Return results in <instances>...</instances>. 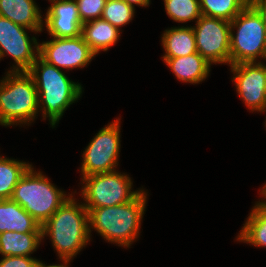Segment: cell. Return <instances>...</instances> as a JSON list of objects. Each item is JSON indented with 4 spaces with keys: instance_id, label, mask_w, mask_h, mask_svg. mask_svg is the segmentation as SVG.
<instances>
[{
    "instance_id": "cell-1",
    "label": "cell",
    "mask_w": 266,
    "mask_h": 267,
    "mask_svg": "<svg viewBox=\"0 0 266 267\" xmlns=\"http://www.w3.org/2000/svg\"><path fill=\"white\" fill-rule=\"evenodd\" d=\"M41 226L42 238L48 235L60 260L72 259L89 241V212L77 204L72 194Z\"/></svg>"
},
{
    "instance_id": "cell-2",
    "label": "cell",
    "mask_w": 266,
    "mask_h": 267,
    "mask_svg": "<svg viewBox=\"0 0 266 267\" xmlns=\"http://www.w3.org/2000/svg\"><path fill=\"white\" fill-rule=\"evenodd\" d=\"M61 70L38 56L27 71L35 82L43 117H48L53 127L82 93V86L69 80Z\"/></svg>"
},
{
    "instance_id": "cell-3",
    "label": "cell",
    "mask_w": 266,
    "mask_h": 267,
    "mask_svg": "<svg viewBox=\"0 0 266 267\" xmlns=\"http://www.w3.org/2000/svg\"><path fill=\"white\" fill-rule=\"evenodd\" d=\"M146 193L144 190L127 203L90 209L89 233L91 227L108 242L129 247L139 234L142 215L145 211Z\"/></svg>"
},
{
    "instance_id": "cell-4",
    "label": "cell",
    "mask_w": 266,
    "mask_h": 267,
    "mask_svg": "<svg viewBox=\"0 0 266 267\" xmlns=\"http://www.w3.org/2000/svg\"><path fill=\"white\" fill-rule=\"evenodd\" d=\"M38 108L33 77L27 71H8L0 82V125L31 123Z\"/></svg>"
},
{
    "instance_id": "cell-5",
    "label": "cell",
    "mask_w": 266,
    "mask_h": 267,
    "mask_svg": "<svg viewBox=\"0 0 266 267\" xmlns=\"http://www.w3.org/2000/svg\"><path fill=\"white\" fill-rule=\"evenodd\" d=\"M68 198L41 172H35L32 165L19 179L11 197L41 226Z\"/></svg>"
},
{
    "instance_id": "cell-6",
    "label": "cell",
    "mask_w": 266,
    "mask_h": 267,
    "mask_svg": "<svg viewBox=\"0 0 266 267\" xmlns=\"http://www.w3.org/2000/svg\"><path fill=\"white\" fill-rule=\"evenodd\" d=\"M230 29V65L256 62L257 57L266 60V25L251 3L230 21Z\"/></svg>"
},
{
    "instance_id": "cell-7",
    "label": "cell",
    "mask_w": 266,
    "mask_h": 267,
    "mask_svg": "<svg viewBox=\"0 0 266 267\" xmlns=\"http://www.w3.org/2000/svg\"><path fill=\"white\" fill-rule=\"evenodd\" d=\"M82 197L85 208L112 207L132 201L140 191H131L132 181L126 174L113 171L82 178Z\"/></svg>"
},
{
    "instance_id": "cell-8",
    "label": "cell",
    "mask_w": 266,
    "mask_h": 267,
    "mask_svg": "<svg viewBox=\"0 0 266 267\" xmlns=\"http://www.w3.org/2000/svg\"><path fill=\"white\" fill-rule=\"evenodd\" d=\"M119 120L102 128L83 152L82 177L115 171L120 150Z\"/></svg>"
},
{
    "instance_id": "cell-9",
    "label": "cell",
    "mask_w": 266,
    "mask_h": 267,
    "mask_svg": "<svg viewBox=\"0 0 266 267\" xmlns=\"http://www.w3.org/2000/svg\"><path fill=\"white\" fill-rule=\"evenodd\" d=\"M192 27L197 52L211 63H228L230 66V21L201 15Z\"/></svg>"
},
{
    "instance_id": "cell-10",
    "label": "cell",
    "mask_w": 266,
    "mask_h": 267,
    "mask_svg": "<svg viewBox=\"0 0 266 267\" xmlns=\"http://www.w3.org/2000/svg\"><path fill=\"white\" fill-rule=\"evenodd\" d=\"M26 29L36 33L0 16V59L5 53L12 56L17 65L11 71H28L39 56V43L35 37L30 40Z\"/></svg>"
},
{
    "instance_id": "cell-11",
    "label": "cell",
    "mask_w": 266,
    "mask_h": 267,
    "mask_svg": "<svg viewBox=\"0 0 266 267\" xmlns=\"http://www.w3.org/2000/svg\"><path fill=\"white\" fill-rule=\"evenodd\" d=\"M39 56L58 69L83 68L96 56L83 36L56 38L39 44ZM61 67V68H60Z\"/></svg>"
},
{
    "instance_id": "cell-12",
    "label": "cell",
    "mask_w": 266,
    "mask_h": 267,
    "mask_svg": "<svg viewBox=\"0 0 266 267\" xmlns=\"http://www.w3.org/2000/svg\"><path fill=\"white\" fill-rule=\"evenodd\" d=\"M236 91L252 111H266V66L261 62L230 65Z\"/></svg>"
},
{
    "instance_id": "cell-13",
    "label": "cell",
    "mask_w": 266,
    "mask_h": 267,
    "mask_svg": "<svg viewBox=\"0 0 266 267\" xmlns=\"http://www.w3.org/2000/svg\"><path fill=\"white\" fill-rule=\"evenodd\" d=\"M45 25L53 38H73L81 35L82 23L75 0H50Z\"/></svg>"
},
{
    "instance_id": "cell-14",
    "label": "cell",
    "mask_w": 266,
    "mask_h": 267,
    "mask_svg": "<svg viewBox=\"0 0 266 267\" xmlns=\"http://www.w3.org/2000/svg\"><path fill=\"white\" fill-rule=\"evenodd\" d=\"M42 233L41 225L12 199L0 200V234L3 232Z\"/></svg>"
},
{
    "instance_id": "cell-15",
    "label": "cell",
    "mask_w": 266,
    "mask_h": 267,
    "mask_svg": "<svg viewBox=\"0 0 266 267\" xmlns=\"http://www.w3.org/2000/svg\"><path fill=\"white\" fill-rule=\"evenodd\" d=\"M0 16L37 33L43 29L42 15L33 0H0Z\"/></svg>"
},
{
    "instance_id": "cell-16",
    "label": "cell",
    "mask_w": 266,
    "mask_h": 267,
    "mask_svg": "<svg viewBox=\"0 0 266 267\" xmlns=\"http://www.w3.org/2000/svg\"><path fill=\"white\" fill-rule=\"evenodd\" d=\"M163 60L180 81L192 84L206 79L212 65L198 52L177 58H163Z\"/></svg>"
},
{
    "instance_id": "cell-17",
    "label": "cell",
    "mask_w": 266,
    "mask_h": 267,
    "mask_svg": "<svg viewBox=\"0 0 266 267\" xmlns=\"http://www.w3.org/2000/svg\"><path fill=\"white\" fill-rule=\"evenodd\" d=\"M81 35L90 49L98 54L117 42L120 29L100 18L82 24Z\"/></svg>"
},
{
    "instance_id": "cell-18",
    "label": "cell",
    "mask_w": 266,
    "mask_h": 267,
    "mask_svg": "<svg viewBox=\"0 0 266 267\" xmlns=\"http://www.w3.org/2000/svg\"><path fill=\"white\" fill-rule=\"evenodd\" d=\"M161 40L166 53L163 58H177L197 52L192 26L165 30Z\"/></svg>"
},
{
    "instance_id": "cell-19",
    "label": "cell",
    "mask_w": 266,
    "mask_h": 267,
    "mask_svg": "<svg viewBox=\"0 0 266 267\" xmlns=\"http://www.w3.org/2000/svg\"><path fill=\"white\" fill-rule=\"evenodd\" d=\"M42 233L3 232L0 234V254L5 256H28L38 248Z\"/></svg>"
},
{
    "instance_id": "cell-20",
    "label": "cell",
    "mask_w": 266,
    "mask_h": 267,
    "mask_svg": "<svg viewBox=\"0 0 266 267\" xmlns=\"http://www.w3.org/2000/svg\"><path fill=\"white\" fill-rule=\"evenodd\" d=\"M238 241L266 247V204L258 202L237 237Z\"/></svg>"
},
{
    "instance_id": "cell-21",
    "label": "cell",
    "mask_w": 266,
    "mask_h": 267,
    "mask_svg": "<svg viewBox=\"0 0 266 267\" xmlns=\"http://www.w3.org/2000/svg\"><path fill=\"white\" fill-rule=\"evenodd\" d=\"M31 165L0 156V200L11 199L14 188Z\"/></svg>"
},
{
    "instance_id": "cell-22",
    "label": "cell",
    "mask_w": 266,
    "mask_h": 267,
    "mask_svg": "<svg viewBox=\"0 0 266 267\" xmlns=\"http://www.w3.org/2000/svg\"><path fill=\"white\" fill-rule=\"evenodd\" d=\"M250 0H200L201 13L204 16L232 21Z\"/></svg>"
},
{
    "instance_id": "cell-23",
    "label": "cell",
    "mask_w": 266,
    "mask_h": 267,
    "mask_svg": "<svg viewBox=\"0 0 266 267\" xmlns=\"http://www.w3.org/2000/svg\"><path fill=\"white\" fill-rule=\"evenodd\" d=\"M167 15L176 22L199 19L202 15L200 0H164Z\"/></svg>"
},
{
    "instance_id": "cell-24",
    "label": "cell",
    "mask_w": 266,
    "mask_h": 267,
    "mask_svg": "<svg viewBox=\"0 0 266 267\" xmlns=\"http://www.w3.org/2000/svg\"><path fill=\"white\" fill-rule=\"evenodd\" d=\"M135 7L124 0H107L103 9L101 19L108 21L118 29L132 20Z\"/></svg>"
},
{
    "instance_id": "cell-25",
    "label": "cell",
    "mask_w": 266,
    "mask_h": 267,
    "mask_svg": "<svg viewBox=\"0 0 266 267\" xmlns=\"http://www.w3.org/2000/svg\"><path fill=\"white\" fill-rule=\"evenodd\" d=\"M81 23L100 19L107 0H75Z\"/></svg>"
},
{
    "instance_id": "cell-26",
    "label": "cell",
    "mask_w": 266,
    "mask_h": 267,
    "mask_svg": "<svg viewBox=\"0 0 266 267\" xmlns=\"http://www.w3.org/2000/svg\"><path fill=\"white\" fill-rule=\"evenodd\" d=\"M39 260L28 256H5L0 267H36Z\"/></svg>"
},
{
    "instance_id": "cell-27",
    "label": "cell",
    "mask_w": 266,
    "mask_h": 267,
    "mask_svg": "<svg viewBox=\"0 0 266 267\" xmlns=\"http://www.w3.org/2000/svg\"><path fill=\"white\" fill-rule=\"evenodd\" d=\"M250 3L261 14L263 21L266 25V0H250Z\"/></svg>"
},
{
    "instance_id": "cell-28",
    "label": "cell",
    "mask_w": 266,
    "mask_h": 267,
    "mask_svg": "<svg viewBox=\"0 0 266 267\" xmlns=\"http://www.w3.org/2000/svg\"><path fill=\"white\" fill-rule=\"evenodd\" d=\"M126 3L134 7V4L139 6H148L150 4V0H124Z\"/></svg>"
},
{
    "instance_id": "cell-29",
    "label": "cell",
    "mask_w": 266,
    "mask_h": 267,
    "mask_svg": "<svg viewBox=\"0 0 266 267\" xmlns=\"http://www.w3.org/2000/svg\"><path fill=\"white\" fill-rule=\"evenodd\" d=\"M64 262H63V264H65V265H45V264H43L40 260L38 261V263H37V265H36V267H68L67 266V263L70 261V259H62Z\"/></svg>"
},
{
    "instance_id": "cell-30",
    "label": "cell",
    "mask_w": 266,
    "mask_h": 267,
    "mask_svg": "<svg viewBox=\"0 0 266 267\" xmlns=\"http://www.w3.org/2000/svg\"><path fill=\"white\" fill-rule=\"evenodd\" d=\"M261 190L262 191L260 193H262V196L264 195V197L266 198V184ZM264 203L266 204V201H264Z\"/></svg>"
}]
</instances>
